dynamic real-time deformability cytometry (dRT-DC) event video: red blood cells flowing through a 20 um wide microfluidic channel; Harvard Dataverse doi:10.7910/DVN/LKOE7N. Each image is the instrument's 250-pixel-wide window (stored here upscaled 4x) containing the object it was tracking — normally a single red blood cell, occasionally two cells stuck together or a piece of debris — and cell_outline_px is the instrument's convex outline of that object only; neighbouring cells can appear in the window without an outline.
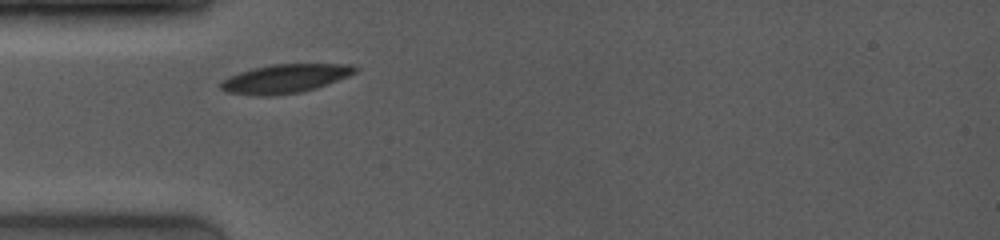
{"species": "common noctule bat (a hibernating species)", "species_latin": "Nyctalus noctula", "temperature_condition": "room temperature", "stored_images_in_passage": 22, "camera_frame_rate_fps": 4000, "um_per_image_px": 0.085, "animal": {"sex": "female", "body_mass_g": 19.0, "forearm_length_mm": 53.3}, "frame": {"image": 1, "passage_image": 1, "time_ms": 0.0, "image_size_px": [1000, 240], "cell_outline_px": [[360, 68], [356, 72], [348, 76], [316, 88], [300, 92], [268, 96], [256, 96], [228, 92], [220, 88], [220, 80], [228, 76], [252, 68], [272, 64], [352, 64]], "centroid_in_image_um": [24.22, 6.68], "position_along_channel_um": 60.8, "area_um2": 22.6}}